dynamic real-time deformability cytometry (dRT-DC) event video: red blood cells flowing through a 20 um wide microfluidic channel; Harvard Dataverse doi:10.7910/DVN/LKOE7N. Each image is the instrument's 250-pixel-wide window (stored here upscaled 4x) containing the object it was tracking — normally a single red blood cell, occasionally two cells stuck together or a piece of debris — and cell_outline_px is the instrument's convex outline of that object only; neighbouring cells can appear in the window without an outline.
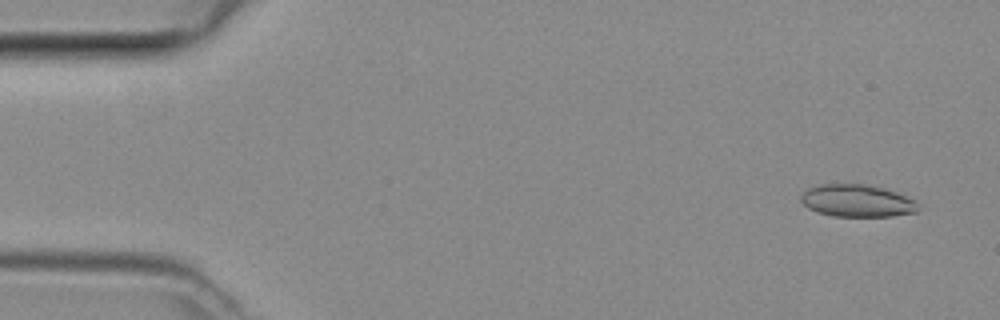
{"species": "common noctule bat (a hibernating species)", "species_latin": "Nyctalus noctula", "temperature_condition": "room temperature", "stored_images_in_passage": 13, "camera_frame_rate_fps": 3000, "um_per_image_px": 0.085, "animal": {"sex": "female", "body_mass_g": 29.2, "forearm_length_mm": 56.3}, "frame": {"image": 1, "passage_image": 3, "time_ms": 0.667, "image_size_px": [1000, 320], "cell_outline_px": [[916, 212], [892, 216], [832, 216], [816, 212], [808, 208], [800, 200], [800, 196], [808, 188], [820, 184], [864, 184], [884, 188], [896, 192], [916, 200]], "centroid_in_image_um": [72.82, 17.06], "position_along_channel_um": 12.2, "area_um2": 22.02}}